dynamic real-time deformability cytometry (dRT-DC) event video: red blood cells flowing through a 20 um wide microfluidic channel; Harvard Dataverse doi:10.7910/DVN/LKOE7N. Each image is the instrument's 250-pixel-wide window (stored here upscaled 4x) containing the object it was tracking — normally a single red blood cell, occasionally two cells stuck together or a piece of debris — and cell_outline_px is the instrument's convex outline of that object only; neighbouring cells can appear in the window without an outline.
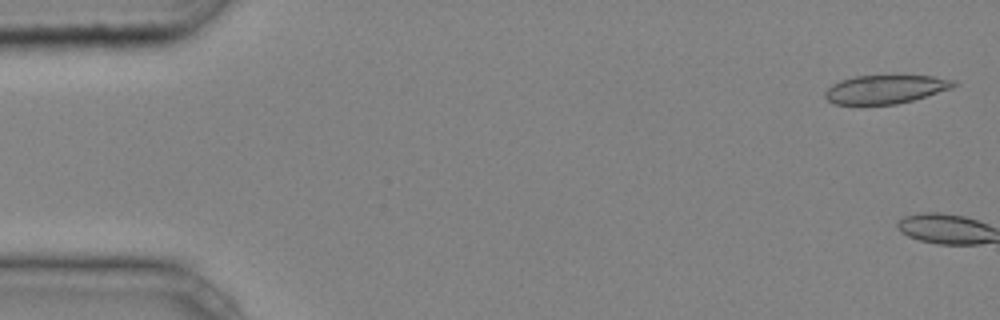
{"species": "common noctule bat (a hibernating species)", "species_latin": "Nyctalus noctula", "temperature_condition": "cold", "stored_images_in_passage": 3, "camera_frame_rate_fps": 3000, "um_per_image_px": 0.085, "animal": {"sex": "male", "body_mass_g": 20.4}, "frame": {"image": 1, "passage_image": 1, "time_ms": 0.0, "image_size_px": [1000, 320], "cell_outline_px": [[960, 84], [952, 88], [912, 100], [896, 104], [836, 104], [828, 100], [824, 96], [824, 92], [832, 84], [840, 80], [856, 76], [932, 76], [956, 80]], "centroid_in_image_um": [75.28, 7.58], "position_along_channel_um": 9.7, "area_um2": 21.27}}